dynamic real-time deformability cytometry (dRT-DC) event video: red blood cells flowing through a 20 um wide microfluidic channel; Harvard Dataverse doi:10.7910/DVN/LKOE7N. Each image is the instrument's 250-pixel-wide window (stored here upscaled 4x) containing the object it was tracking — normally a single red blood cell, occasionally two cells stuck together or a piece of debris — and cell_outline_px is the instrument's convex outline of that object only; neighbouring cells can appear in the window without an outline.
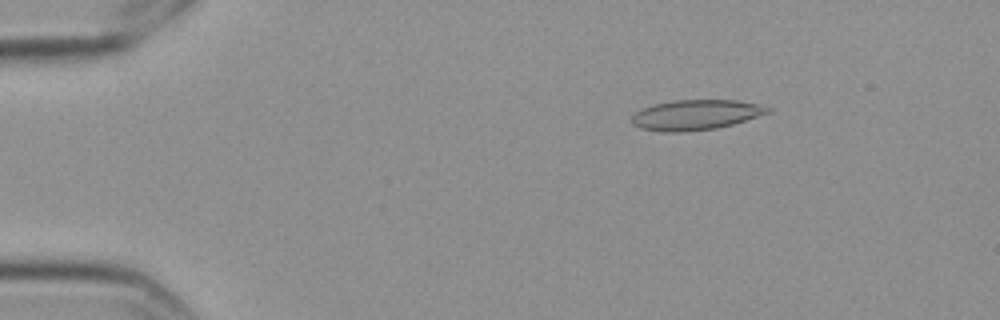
{"species": "Egyptian fruit bat (a non-hibernating species)", "species_latin": "Rousettus aegyptiacus", "temperature_condition": "cold", "stored_images_in_passage": 7, "camera_frame_rate_fps": 3000, "um_per_image_px": 0.085, "frame": {"image": 1, "passage_image": 2, "time_ms": 0.333, "image_size_px": [1000, 320], "cell_outline_px": [[772, 112], [732, 124], [716, 128], [680, 132], [664, 132], [640, 128], [632, 124], [632, 116], [636, 112], [652, 104], [672, 100], [736, 100], [756, 104], [772, 108]], "centroid_in_image_um": [59.13, 9.76], "position_along_channel_um": 25.9, "area_um2": 23.81}}
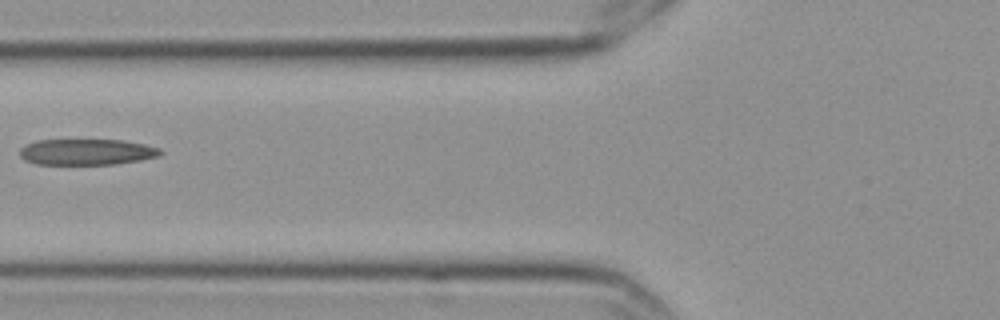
{"frame": {"image": 2, "passage_image": 6, "time_ms": 1.667, "image_size_px": [1000, 320], "cell_outline_px": [[164, 152], [160, 156], [140, 160], [112, 164], [36, 164], [24, 160], [20, 156], [20, 148], [36, 140], [124, 140], [144, 144], [160, 148]], "centroid_in_image_um": [7.39, 12.91], "position_along_channel_um": 118.4, "area_um2": 21.33}}
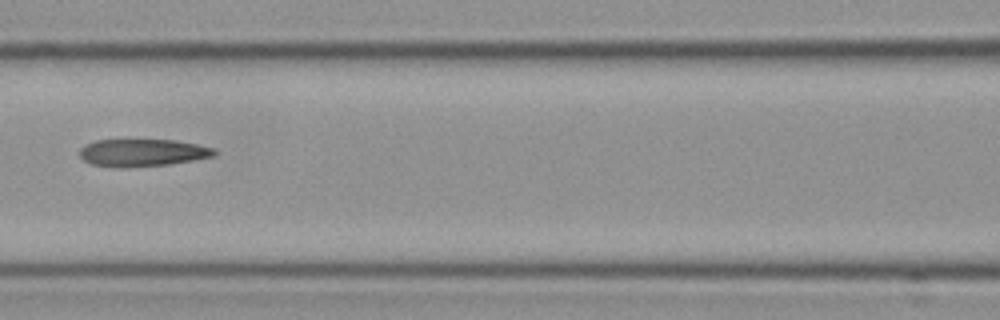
{"frame": {"image": 3, "passage_image": 7, "time_ms": 2.0, "image_size_px": [1000, 320], "cell_outline_px": [[216, 156], [168, 164], [92, 164], [84, 160], [80, 156], [80, 148], [84, 144], [96, 140], [176, 140], [216, 148]], "centroid_in_image_um": [12.18, 12.91], "position_along_channel_um": 154.4, "area_um2": 20.4}}